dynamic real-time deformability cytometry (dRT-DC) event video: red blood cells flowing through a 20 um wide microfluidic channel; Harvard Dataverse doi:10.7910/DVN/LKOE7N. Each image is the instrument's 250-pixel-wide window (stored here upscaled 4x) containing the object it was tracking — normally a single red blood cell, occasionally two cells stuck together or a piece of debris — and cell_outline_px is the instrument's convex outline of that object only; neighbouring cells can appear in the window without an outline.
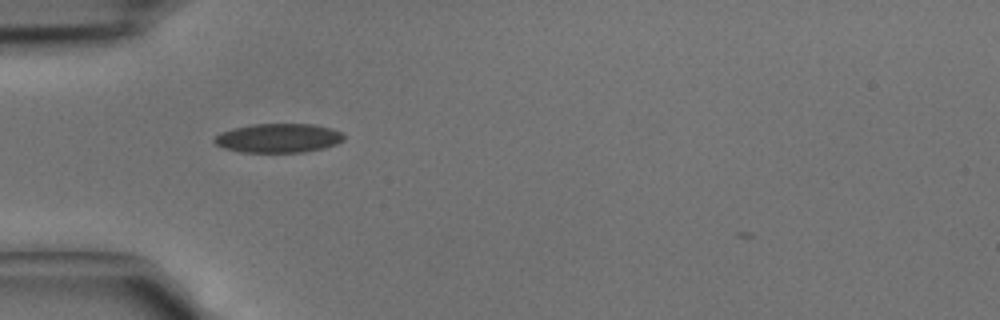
{"species": "common noctule bat (a hibernating species)", "species_latin": "Nyctalus noctula", "temperature_condition": "cold", "stored_images_in_passage": 28, "camera_frame_rate_fps": 3000, "um_per_image_px": 0.085, "animal": {"sex": "male", "body_mass_g": 15.6}, "frame": {"image": 1, "passage_image": 1, "time_ms": 0.0, "image_size_px": [1000, 320], "cell_outline_px": [[344, 140], [336, 144], [324, 148], [304, 152], [240, 152], [224, 148], [216, 144], [212, 140], [220, 132], [232, 128], [252, 124], [312, 124], [344, 132]], "centroid_in_image_um": [23.65, 11.74], "position_along_channel_um": 61.3, "area_um2": 22.02}}
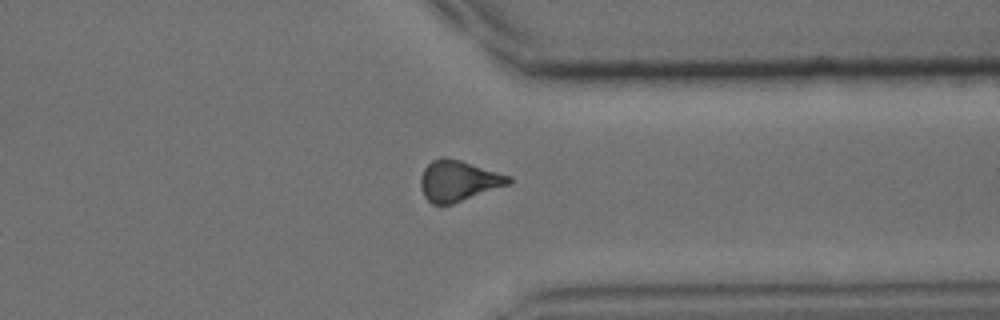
{"frame": {"image": 2, "passage_image": 21, "time_ms": 6.667, "image_size_px": [1000, 320], "cell_outline_px": [[512, 184], [452, 204], [432, 204], [424, 196], [420, 188], [420, 176], [424, 168], [432, 160], [444, 156], [460, 160], [512, 176]], "centroid_in_image_um": [38.97, 15.37], "position_along_channel_um": 372.4, "area_um2": 21.15}}
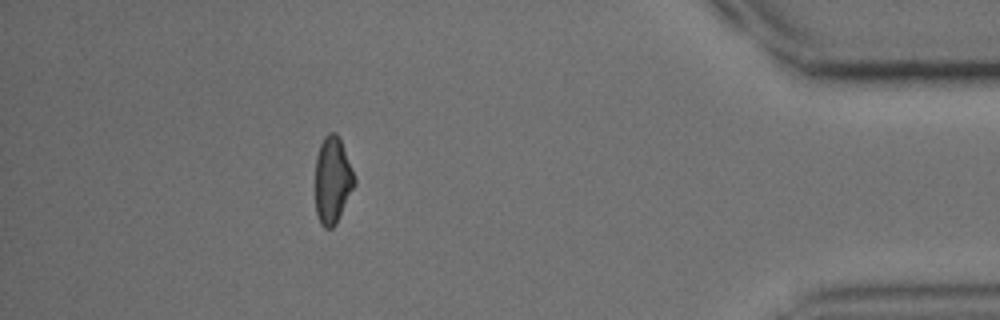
{"frame": {"image": 3, "passage_image": 26, "time_ms": 8.333, "image_size_px": [1000, 320], "cell_outline_px": [[356, 184], [336, 224], [332, 228], [324, 228], [320, 224], [316, 212], [316, 156], [320, 144], [324, 136], [328, 132], [336, 132], [340, 140], [356, 180]], "centroid_in_image_um": [28.26, 15.33], "position_along_channel_um": 406.9, "area_um2": 19.71}}